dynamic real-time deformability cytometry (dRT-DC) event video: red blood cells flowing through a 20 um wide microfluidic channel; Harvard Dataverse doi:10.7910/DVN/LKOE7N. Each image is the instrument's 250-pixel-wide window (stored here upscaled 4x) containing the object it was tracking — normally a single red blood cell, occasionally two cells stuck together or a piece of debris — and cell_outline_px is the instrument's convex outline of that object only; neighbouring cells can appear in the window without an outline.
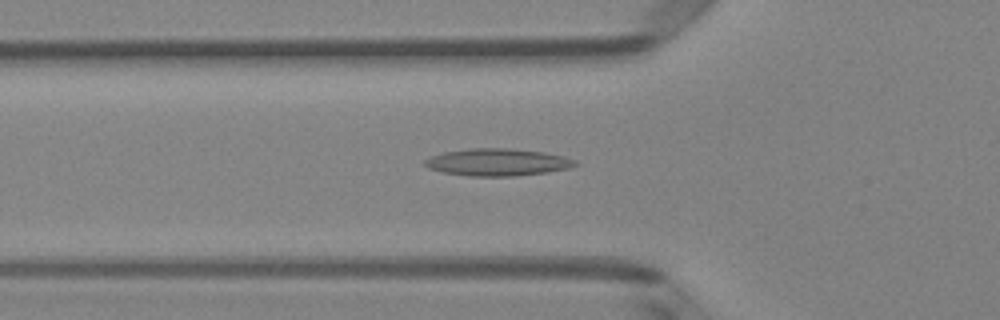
{"species": "Egyptian fruit bat (a non-hibernating species)", "species_latin": "Rousettus aegyptiacus", "temperature_condition": "room temperature", "stored_images_in_passage": 46, "camera_frame_rate_fps": 3000, "um_per_image_px": 0.085, "animal": {"sex": "female"}, "frame": {"image": 1, "passage_image": 13, "time_ms": 4.0, "image_size_px": [1000, 320], "cell_outline_px": [[580, 164], [568, 168], [548, 172], [512, 176], [468, 176], [444, 172], [428, 168], [424, 164], [424, 160], [432, 156], [444, 152], [468, 148], [508, 148], [544, 152], [576, 160]], "centroid_in_image_um": [42.28, 13.79], "position_along_channel_um": 83.5, "area_um2": 23.76}}
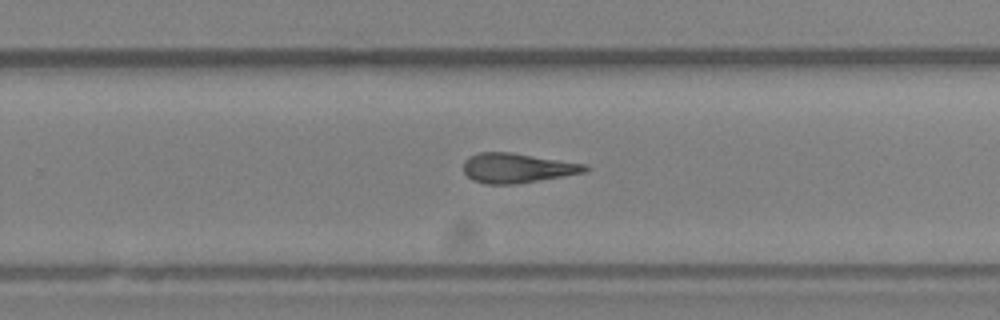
{"frame": {"image": 2, "passage_image": 28, "time_ms": 9.0, "image_size_px": [1000, 320], "cell_outline_px": [[592, 168], [588, 172], [516, 184], [484, 184], [472, 180], [464, 172], [464, 160], [468, 156], [480, 152], [512, 152], [588, 164]], "centroid_in_image_um": [44.01, 14.28], "position_along_channel_um": 285.8, "area_um2": 21.39}}
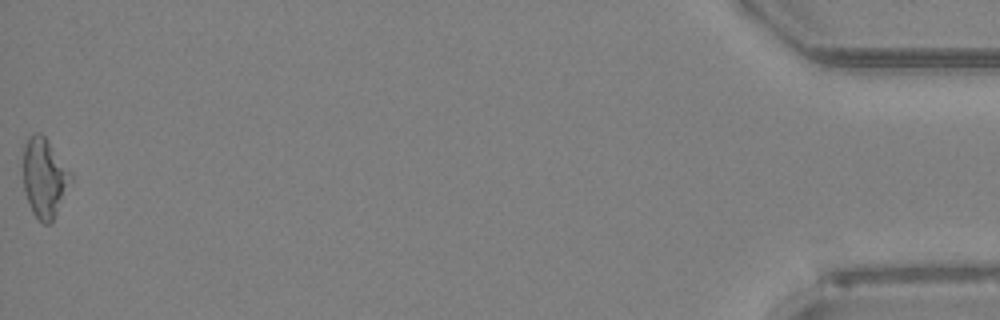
{"frame": {"image": 3, "passage_image": 46, "time_ms": 15.0, "image_size_px": [1000, 320], "cell_outline_px": [[72, 180], [52, 220], [48, 224], [44, 224], [32, 212], [24, 192], [24, 144], [28, 136], [36, 132], [40, 132], [44, 136], [72, 172]], "centroid_in_image_um": [3.77, 15.08], "position_along_channel_um": 431.4, "area_um2": 21.73}, "authors_computed_cell_mechanics": {"area_um2": 21.5594, "velocity_mm_per_s": 4.0494, "shape_relaxation_time_tau1_ms": null, "shape_relaxation_time_tau2_ms": 1.6427, "deformation_change_tau1": null, "deformation_change_tau2": 0.1146}}